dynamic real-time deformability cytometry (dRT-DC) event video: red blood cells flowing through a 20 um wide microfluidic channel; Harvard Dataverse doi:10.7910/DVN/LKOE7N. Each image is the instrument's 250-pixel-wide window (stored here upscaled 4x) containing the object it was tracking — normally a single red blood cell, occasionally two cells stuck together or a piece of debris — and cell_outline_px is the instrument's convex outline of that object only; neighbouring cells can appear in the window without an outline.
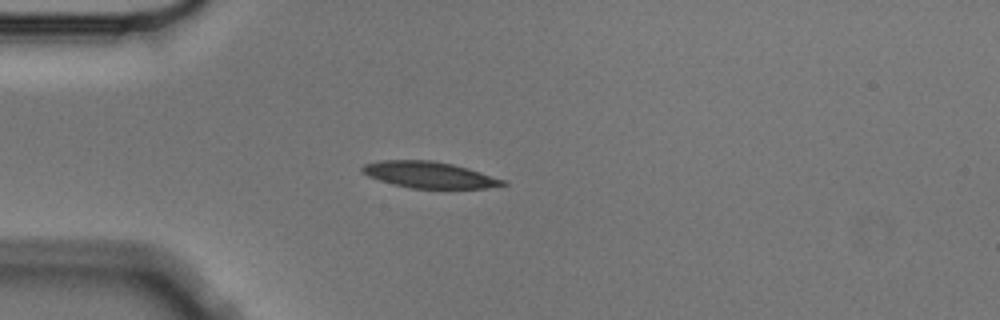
{"species": "Egyptian fruit bat (a non-hibernating species)", "species_latin": "Rousettus aegyptiacus", "temperature_condition": "cold", "stored_images_in_passage": 3, "camera_frame_rate_fps": 3000, "um_per_image_px": 0.085, "animal": {"sex": "male"}, "frame": {"image": 1, "passage_image": 1, "time_ms": 0.0, "image_size_px": [1000, 320], "cell_outline_px": [[508, 184], [484, 188], [412, 188], [392, 184], [368, 176], [360, 172], [360, 168], [364, 164], [380, 160], [432, 160], [452, 164], [468, 168], [508, 180]], "centroid_in_image_um": [36.49, 14.85], "position_along_channel_um": 48.5, "area_um2": 21.68}}
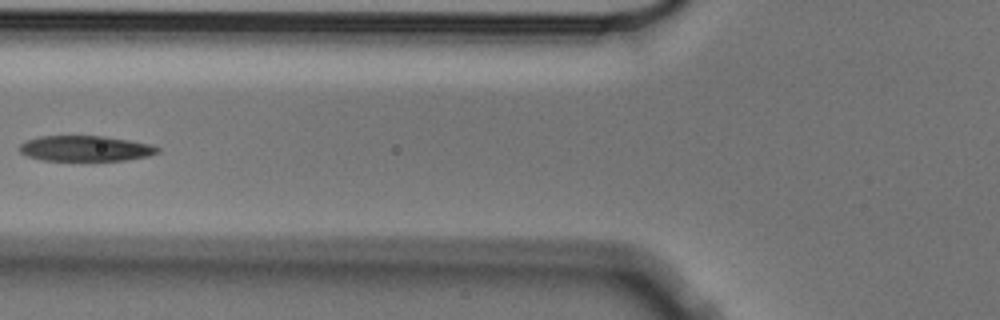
{"frame": {"image": 2, "passage_image": 3, "time_ms": 0.667, "image_size_px": [1000, 320], "cell_outline_px": [[160, 152], [148, 156], [124, 160], [44, 160], [28, 156], [20, 152], [20, 144], [28, 140], [40, 136], [104, 136], [152, 144], [160, 148]], "centroid_in_image_um": [7.3, 12.61], "position_along_channel_um": 118.5, "area_um2": 20.35}}